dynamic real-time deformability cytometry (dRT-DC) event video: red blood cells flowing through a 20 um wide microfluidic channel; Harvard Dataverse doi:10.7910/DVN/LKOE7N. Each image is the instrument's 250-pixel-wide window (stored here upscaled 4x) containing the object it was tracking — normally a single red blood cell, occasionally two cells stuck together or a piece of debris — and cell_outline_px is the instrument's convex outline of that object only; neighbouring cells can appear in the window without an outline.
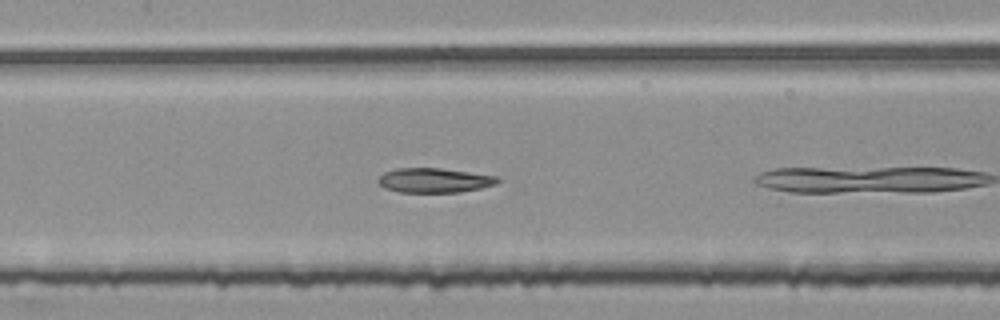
{"species": "common noctule bat (a hibernating species)", "species_latin": "Nyctalus noctula", "temperature_condition": "room temperature", "stored_images_in_passage": 10, "camera_frame_rate_fps": 3000, "um_per_image_px": 0.085, "animal": {"sex": "female", "body_mass_g": 25.1}, "frame": {"image": 1, "passage_image": 9, "time_ms": 2.667, "image_size_px": [1000, 320], "cell_outline_px": [[500, 180], [496, 184], [480, 188], [460, 192], [396, 192], [384, 188], [376, 180], [384, 172], [396, 168], [440, 168], [496, 176]], "centroid_in_image_um": [36.87, 15.33], "position_along_channel_um": 170.5, "area_um2": 17.05}}